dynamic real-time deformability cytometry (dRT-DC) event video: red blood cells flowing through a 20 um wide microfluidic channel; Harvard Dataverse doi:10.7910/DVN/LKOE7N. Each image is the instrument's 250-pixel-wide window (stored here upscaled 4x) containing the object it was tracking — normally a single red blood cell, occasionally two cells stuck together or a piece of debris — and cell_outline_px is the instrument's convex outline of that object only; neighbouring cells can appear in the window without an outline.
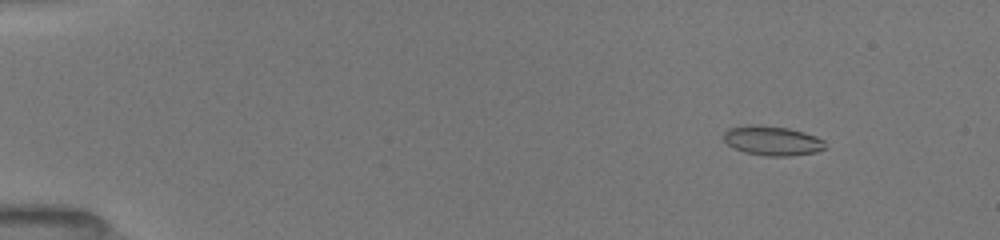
{"species": "common noctule bat (a hibernating species)", "species_latin": "Nyctalus noctula", "temperature_condition": "room temperature", "stored_images_in_passage": 47, "camera_frame_rate_fps": 3000, "um_per_image_px": 0.085, "animal": {"sex": "female", "body_mass_g": 19.5, "forearm_length_mm": 54.1}, "frame": {"image": 1, "passage_image": 1, "time_ms": 0.0, "image_size_px": [1000, 240], "cell_outline_px": [[828, 148], [816, 152], [788, 156], [768, 156], [744, 152], [732, 148], [724, 140], [724, 132], [728, 128], [748, 124], [756, 124], [788, 128], [804, 132], [816, 136], [824, 140]], "centroid_in_image_um": [65.65, 11.95], "position_along_channel_um": 19.3, "area_um2": 17.69}}
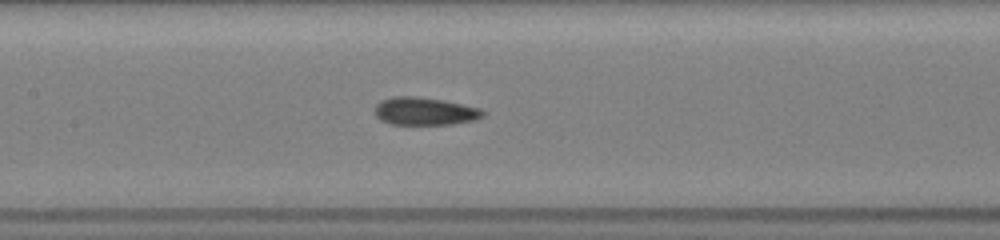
{"frame": {"image": 2, "passage_image": 21, "time_ms": 6.667, "image_size_px": [1000, 240], "cell_outline_px": [[484, 116], [472, 120], [452, 124], [392, 124], [380, 120], [376, 116], [376, 104], [380, 100], [392, 96], [416, 96], [444, 100], [480, 108], [484, 112]], "centroid_in_image_um": [36.08, 9.44], "position_along_channel_um": 171.3, "area_um2": 17.46}}
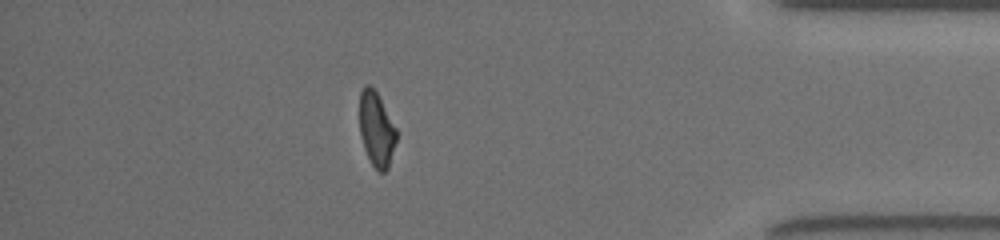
{"frame": {"image": 3, "passage_image": 41, "time_ms": 13.333, "image_size_px": [1000, 240], "cell_outline_px": [[396, 140], [388, 168], [384, 172], [380, 172], [372, 164], [364, 148], [360, 136], [360, 92], [364, 84], [368, 84], [376, 92], [396, 128]], "centroid_in_image_um": [31.98, 10.98], "position_along_channel_um": 403.2, "area_um2": 15.66}, "authors_computed_cell_mechanics": {"area_um2": 17.2244, "velocity_mm_per_s": 3.9921, "shape_relaxation_time_tau1_ms": 4.3334, "shape_relaxation_time_tau2_ms": 1.4106, "deformation_change_tau1": 0.1312, "deformation_change_tau2": 0.0602}}